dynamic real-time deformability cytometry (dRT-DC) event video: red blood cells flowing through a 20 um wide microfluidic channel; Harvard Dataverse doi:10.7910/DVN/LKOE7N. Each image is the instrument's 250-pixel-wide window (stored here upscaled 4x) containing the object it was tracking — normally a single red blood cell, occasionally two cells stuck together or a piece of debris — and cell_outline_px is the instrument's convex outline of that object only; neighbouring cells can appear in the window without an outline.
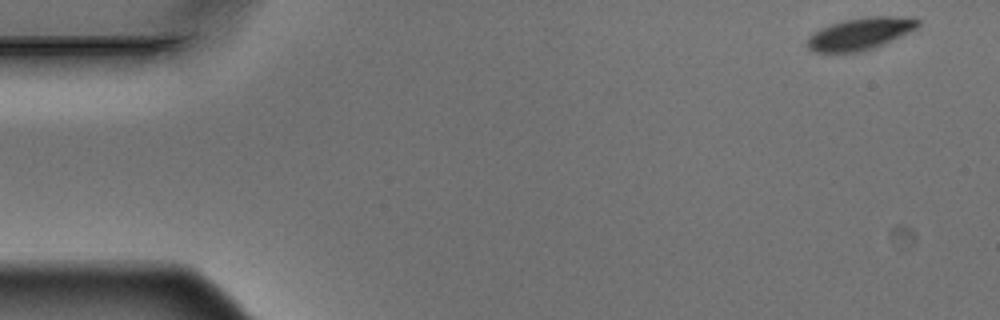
{"species": "Egyptian fruit bat (a non-hibernating species)", "species_latin": "Rousettus aegyptiacus", "temperature_condition": "warm", "stored_images_in_passage": 5, "camera_frame_rate_fps": 3000, "um_per_image_px": 0.085, "animal": {"sex": "male"}, "frame": {"image": 1, "passage_image": 1, "time_ms": 0.0, "image_size_px": [1000, 320], "cell_outline_px": [[920, 24], [916, 28], [884, 44], [860, 52], [812, 52], [808, 48], [808, 36], [812, 32], [820, 28], [844, 20], [868, 16], [916, 16], [920, 20]], "centroid_in_image_um": [73.14, 2.85], "position_along_channel_um": 11.9, "area_um2": 20.81}}
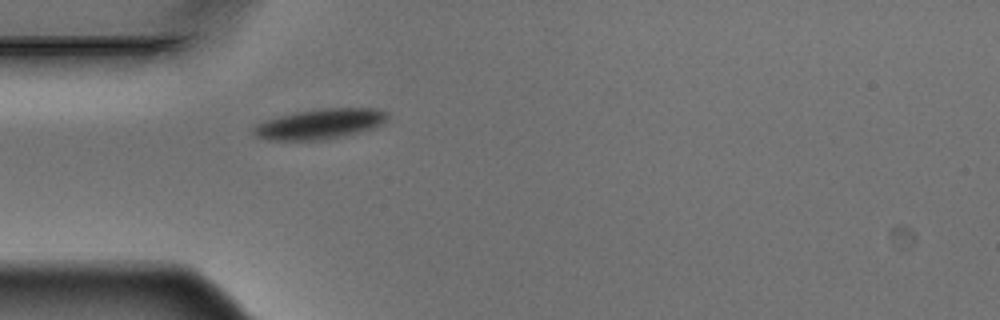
{"frame": {"image": 2, "passage_image": 5, "time_ms": 1.333, "image_size_px": [1000, 320], "cell_outline_px": [[388, 116], [380, 124], [372, 128], [336, 136], [316, 140], [268, 140], [256, 136], [252, 132], [252, 128], [256, 124], [264, 120], [296, 112], [320, 108], [376, 108], [388, 112]], "centroid_in_image_um": [27.12, 10.51], "position_along_channel_um": 57.9, "area_um2": 23.06}}